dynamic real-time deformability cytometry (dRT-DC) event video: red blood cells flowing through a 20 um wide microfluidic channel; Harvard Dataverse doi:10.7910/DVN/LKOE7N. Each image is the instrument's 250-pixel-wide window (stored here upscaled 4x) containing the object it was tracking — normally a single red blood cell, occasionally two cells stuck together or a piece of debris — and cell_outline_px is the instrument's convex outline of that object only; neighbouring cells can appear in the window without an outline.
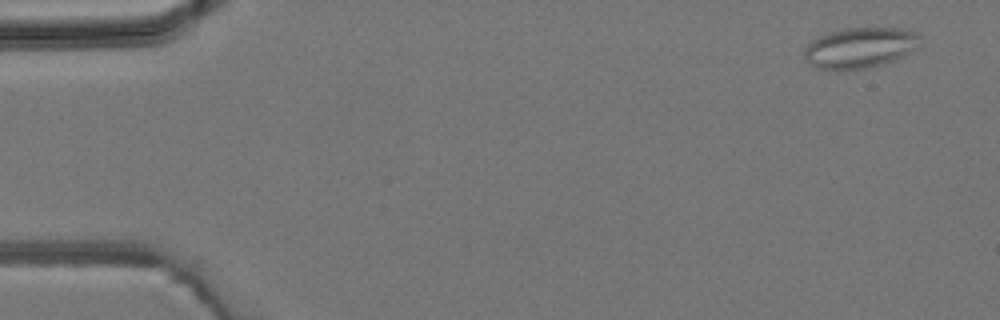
{"species": "common noctule bat (a hibernating species)", "species_latin": "Nyctalus noctula", "temperature_condition": "room temperature", "stored_images_in_passage": 4, "camera_frame_rate_fps": 3000, "um_per_image_px": 0.085, "animal": {"sex": "male", "body_mass_g": 19.2, "forearm_length_mm": 51.8}, "frame": {"image": 1, "passage_image": 1, "time_ms": 0.0, "image_size_px": [1000, 320], "cell_outline_px": [[920, 48], [892, 60], [880, 64], [864, 68], [836, 72], [816, 68], [808, 64], [804, 56], [804, 48], [812, 40], [828, 32], [844, 28], [904, 28], [916, 32], [920, 36]], "centroid_in_image_um": [73.07, 4.07], "position_along_channel_um": 11.9, "area_um2": 27.86}}
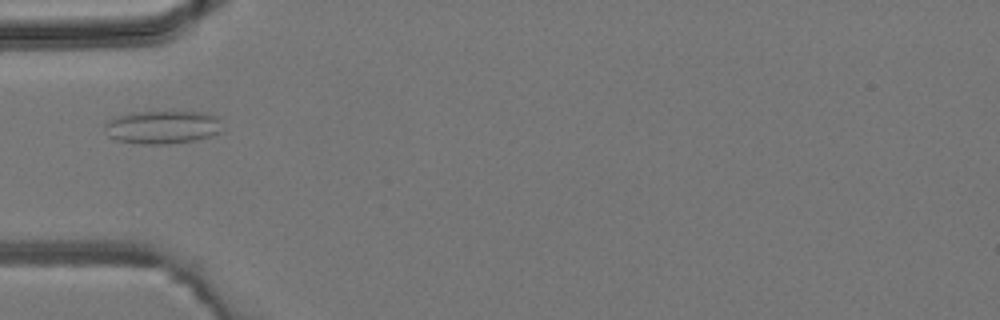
{"frame": {"image": 2, "passage_image": 4, "time_ms": 4.333, "image_size_px": [1000, 320], "cell_outline_px": [[220, 132], [212, 136], [192, 140], [168, 144], [140, 144], [116, 140], [108, 136], [104, 128], [104, 124], [108, 120], [132, 112], [204, 112], [220, 116]], "centroid_in_image_um": [13.81, 10.81], "position_along_channel_um": 71.2, "area_um2": 22.77}}